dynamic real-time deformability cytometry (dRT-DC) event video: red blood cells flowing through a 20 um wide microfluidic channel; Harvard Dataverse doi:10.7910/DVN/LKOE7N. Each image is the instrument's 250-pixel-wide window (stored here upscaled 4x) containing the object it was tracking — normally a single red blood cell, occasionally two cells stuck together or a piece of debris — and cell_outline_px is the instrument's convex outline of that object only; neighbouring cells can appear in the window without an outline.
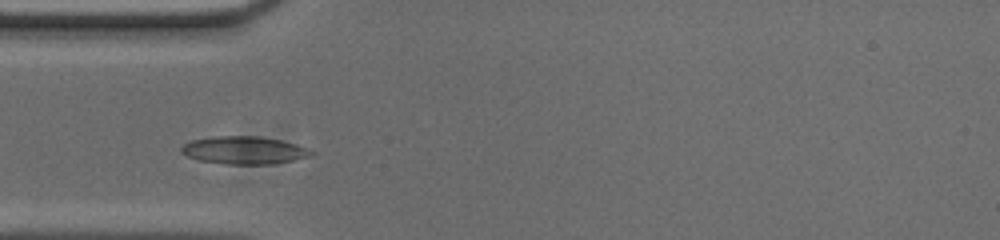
{"species": "common noctule bat (a hibernating species)", "species_latin": "Nyctalus noctula", "temperature_condition": "cold", "stored_images_in_passage": 39, "camera_frame_rate_fps": 3000, "um_per_image_px": 0.085, "animal": {"sex": "male", "body_mass_g": 20.0, "forearm_length_mm": 53.3}, "frame": {"image": 1, "passage_image": 1, "time_ms": 0.0, "image_size_px": [1000, 240], "cell_outline_px": [[316, 152], [312, 156], [276, 164], [224, 164], [200, 160], [188, 156], [180, 152], [180, 148], [188, 140], [208, 136], [260, 136], [280, 140], [296, 144], [308, 148]], "centroid_in_image_um": [20.75, 12.76], "position_along_channel_um": 64.3, "area_um2": 21.33}}
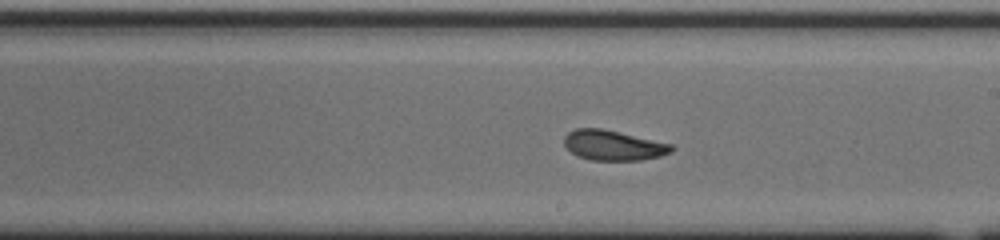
{"frame": {"image": 2, "passage_image": 15, "time_ms": 4.667, "image_size_px": [1000, 240], "cell_outline_px": [[676, 148], [672, 152], [660, 156], [640, 160], [592, 160], [576, 156], [564, 144], [564, 136], [568, 132], [576, 128], [600, 128], [672, 144]], "centroid_in_image_um": [52.13, 12.36], "position_along_channel_um": 236.9, "area_um2": 18.73}}
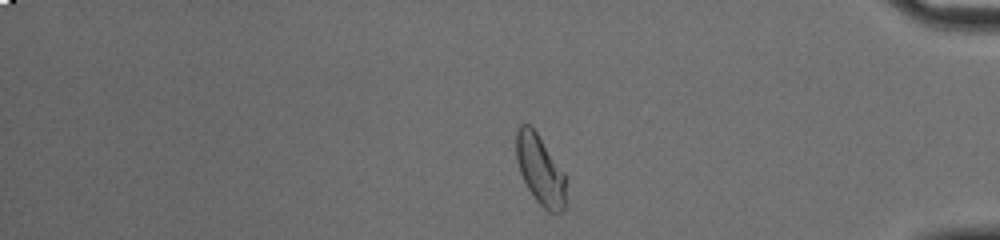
{"frame": {"image": 3, "passage_image": 30, "time_ms": 9.667, "image_size_px": [1000, 240], "cell_outline_px": [[564, 208], [560, 212], [548, 212], [536, 200], [528, 188], [520, 172], [516, 160], [516, 132], [520, 124], [528, 124], [536, 132], [564, 172]], "centroid_in_image_um": [45.88, 14.42], "position_along_channel_um": 389.3, "area_um2": 19.71}, "authors_computed_cell_mechanics": {"area_um2": 19.1318, "velocity_mm_per_s": 3.6932, "shape_relaxation_time_tau1_ms": 6.9256, "shape_relaxation_time_tau2_ms": 2.0107, "deformation_change_tau1": 0.18, "deformation_change_tau2": 0.062}}